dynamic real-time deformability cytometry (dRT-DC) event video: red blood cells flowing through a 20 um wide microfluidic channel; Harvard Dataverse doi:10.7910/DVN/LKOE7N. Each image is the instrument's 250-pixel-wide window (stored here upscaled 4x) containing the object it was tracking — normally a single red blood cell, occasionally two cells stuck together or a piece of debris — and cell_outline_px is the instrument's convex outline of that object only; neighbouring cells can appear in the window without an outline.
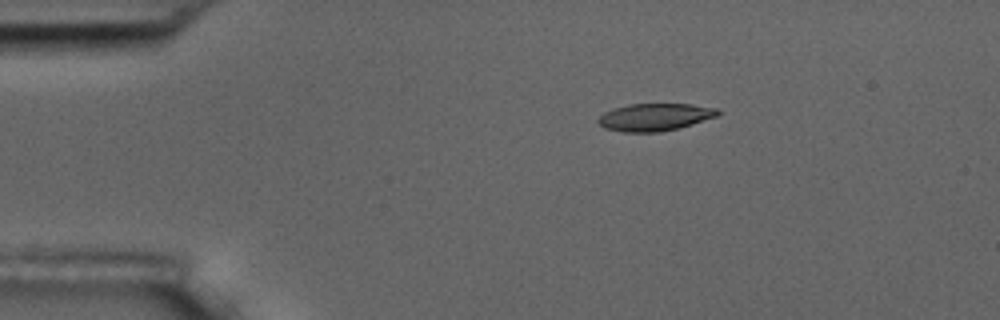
{"species": "common noctule bat (a hibernating species)", "species_latin": "Nyctalus noctula", "temperature_condition": "room temperature", "stored_images_in_passage": 9, "camera_frame_rate_fps": 3000, "um_per_image_px": 0.085, "animal": {"sex": "male", "body_mass_g": 17.5, "forearm_length_mm": 52.3}, "frame": {"image": 1, "passage_image": 1, "time_ms": 0.0, "image_size_px": [1000, 320], "cell_outline_px": [[720, 112], [716, 116], [692, 124], [660, 132], [624, 132], [604, 128], [596, 120], [604, 112], [612, 108], [628, 104], [692, 104], [716, 108]], "centroid_in_image_um": [55.61, 9.95], "position_along_channel_um": 29.4, "area_um2": 19.02}}
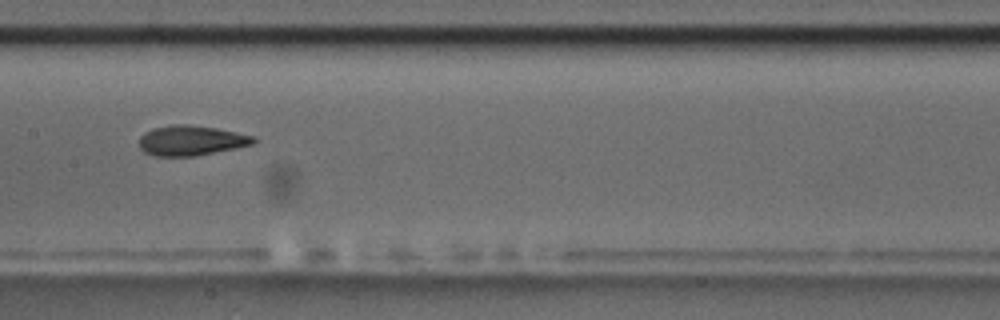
{"frame": {"image": 2, "passage_image": 6, "time_ms": 6.0, "image_size_px": [1000, 320], "cell_outline_px": [[256, 140], [252, 144], [196, 156], [152, 156], [144, 152], [140, 148], [140, 136], [144, 132], [152, 128], [172, 124], [188, 124], [216, 128], [236, 132], [252, 136]], "centroid_in_image_um": [16.18, 11.94], "position_along_channel_um": 191.2, "area_um2": 19.94}}
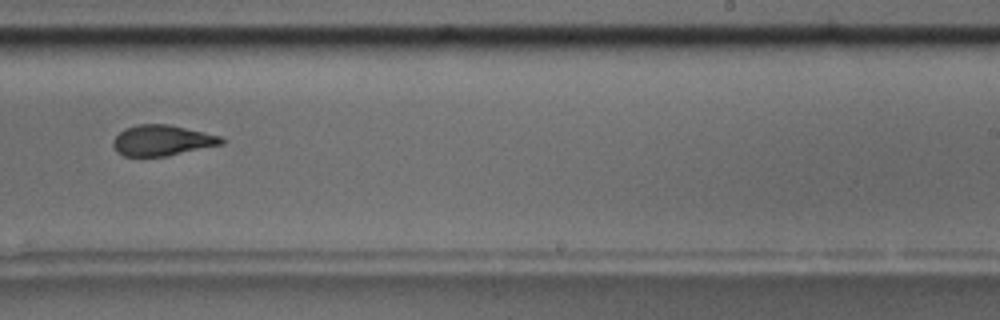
{"frame": {"image": 3, "passage_image": 8, "time_ms": 8.333, "image_size_px": [1000, 320], "cell_outline_px": [[224, 144], [168, 156], [124, 156], [116, 152], [112, 144], [112, 140], [124, 128], [136, 124], [168, 124], [224, 136]], "centroid_in_image_um": [13.8, 11.93], "position_along_channel_um": 275.2, "area_um2": 19.65}}